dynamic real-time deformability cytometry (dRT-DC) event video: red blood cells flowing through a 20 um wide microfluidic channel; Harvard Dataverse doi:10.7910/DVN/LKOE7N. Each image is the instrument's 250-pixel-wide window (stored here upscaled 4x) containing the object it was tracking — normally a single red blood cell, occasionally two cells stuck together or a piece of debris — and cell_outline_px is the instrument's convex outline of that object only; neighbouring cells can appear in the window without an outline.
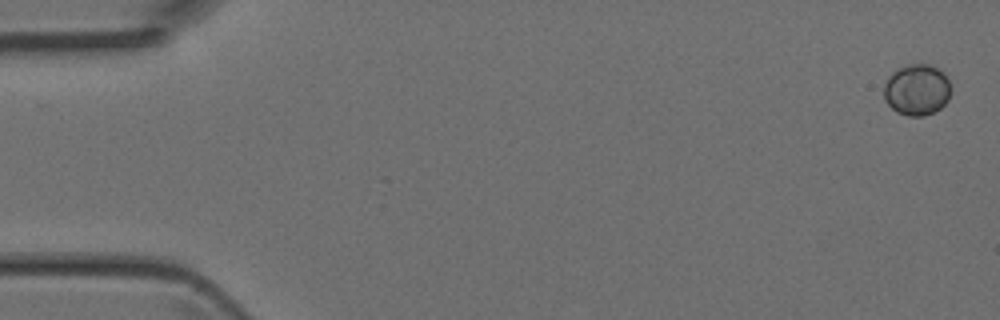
{"species": "Egyptian fruit bat (a non-hibernating species)", "species_latin": "Rousettus aegyptiacus", "temperature_condition": "room temperature", "stored_images_in_passage": 5, "camera_frame_rate_fps": 3000, "um_per_image_px": 0.085, "animal": {"sex": "female"}, "frame": {"image": 1, "passage_image": 1, "time_ms": 0.0, "image_size_px": [1000, 320], "cell_outline_px": [[952, 88], [948, 100], [940, 108], [924, 116], [908, 116], [896, 112], [884, 100], [884, 84], [888, 76], [896, 68], [904, 64], [928, 64], [944, 72]], "centroid_in_image_um": [77.92, 7.62], "position_along_channel_um": 7.1, "area_um2": 20.29}}
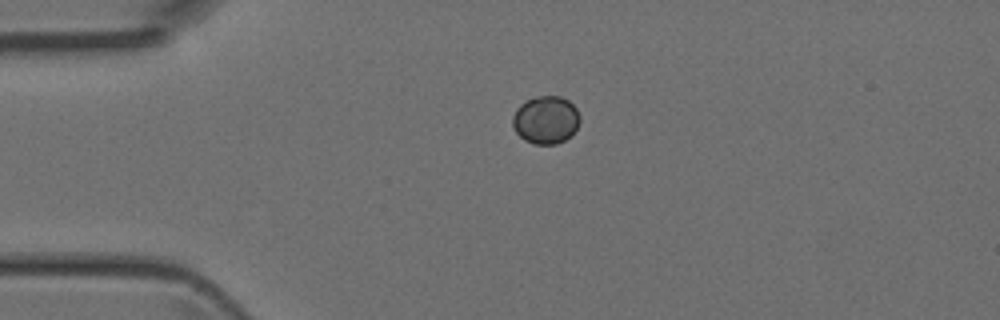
{"frame": {"image": 2, "passage_image": 4, "time_ms": 1.0, "image_size_px": [1000, 320], "cell_outline_px": [[580, 120], [572, 136], [556, 144], [532, 144], [524, 140], [516, 132], [512, 124], [512, 116], [516, 108], [524, 100], [536, 96], [560, 96], [568, 100], [576, 108], [580, 116]], "centroid_in_image_um": [46.38, 10.18], "position_along_channel_um": 38.6, "area_um2": 19.02}}